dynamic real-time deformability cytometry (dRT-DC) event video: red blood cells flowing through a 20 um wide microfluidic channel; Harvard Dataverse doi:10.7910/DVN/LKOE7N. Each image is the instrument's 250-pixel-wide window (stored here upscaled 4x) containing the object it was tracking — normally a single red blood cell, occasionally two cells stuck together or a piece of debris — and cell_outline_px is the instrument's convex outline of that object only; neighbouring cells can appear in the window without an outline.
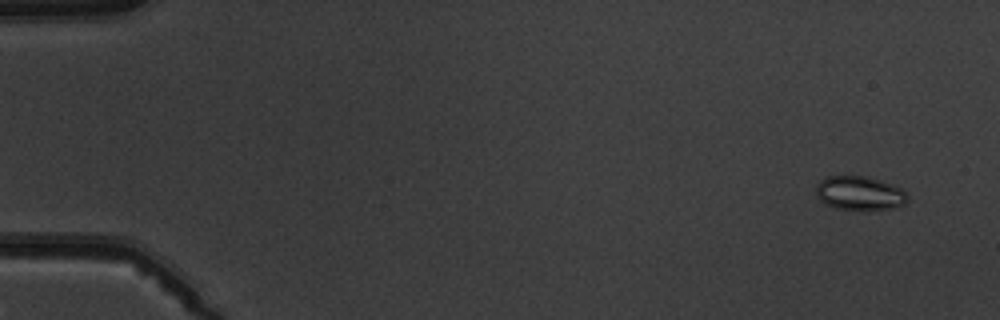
{"species": "common noctule bat (a hibernating species)", "species_latin": "Nyctalus noctula", "temperature_condition": "warm", "stored_images_in_passage": 7, "camera_frame_rate_fps": 3000, "um_per_image_px": 0.085, "animal": {"sex": "male", "body_mass_g": 19.5, "forearm_length_mm": 54.6}, "frame": {"image": 1, "passage_image": 1, "time_ms": 0.0, "image_size_px": [1000, 320], "cell_outline_px": [[908, 200], [904, 204], [892, 208], [860, 212], [836, 208], [824, 204], [816, 196], [816, 184], [820, 180], [828, 176], [868, 176], [880, 180], [900, 188], [908, 196]], "centroid_in_image_um": [73.03, 16.45], "position_along_channel_um": 12.0, "area_um2": 18.55}}
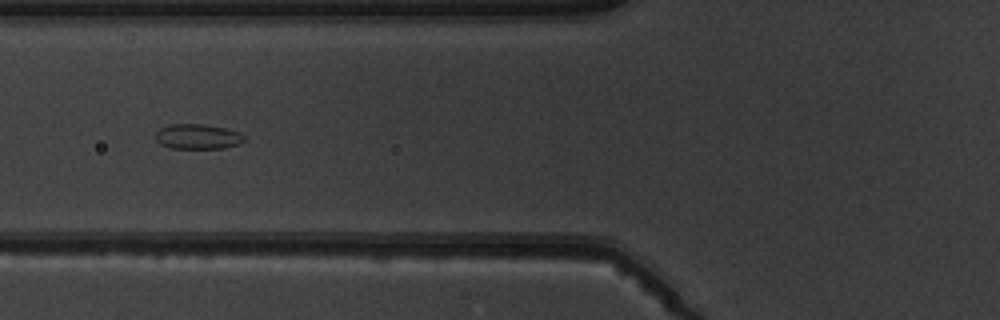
{"frame": {"image": 2, "passage_image": 6, "time_ms": 6.0, "image_size_px": [1000, 320], "cell_outline_px": [[244, 140], [240, 144], [224, 148], [172, 148], [160, 144], [156, 140], [156, 132], [160, 128], [168, 124], [204, 124], [224, 128], [240, 132], [244, 136]], "centroid_in_image_um": [16.8, 11.6], "position_along_channel_um": 109.0, "area_um2": 12.95}}
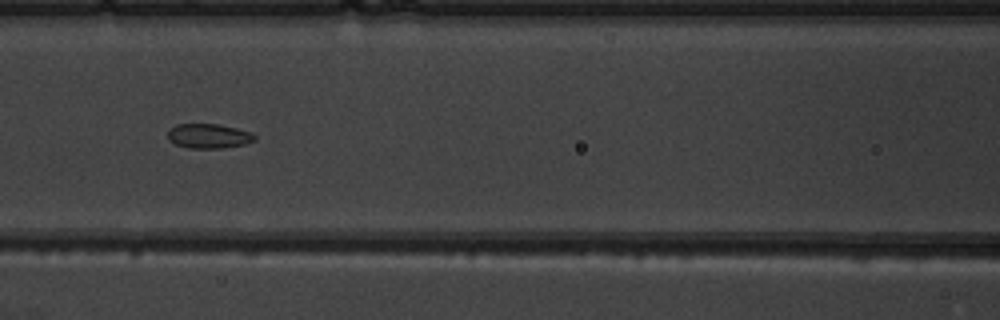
{"frame": {"image": 3, "passage_image": 7, "time_ms": 7.0, "image_size_px": [1000, 320], "cell_outline_px": [[256, 140], [244, 144], [224, 148], [188, 148], [176, 144], [168, 140], [168, 132], [176, 124], [220, 124], [252, 132], [256, 136]], "centroid_in_image_um": [17.76, 11.56], "position_along_channel_um": 148.8, "area_um2": 12.48}}